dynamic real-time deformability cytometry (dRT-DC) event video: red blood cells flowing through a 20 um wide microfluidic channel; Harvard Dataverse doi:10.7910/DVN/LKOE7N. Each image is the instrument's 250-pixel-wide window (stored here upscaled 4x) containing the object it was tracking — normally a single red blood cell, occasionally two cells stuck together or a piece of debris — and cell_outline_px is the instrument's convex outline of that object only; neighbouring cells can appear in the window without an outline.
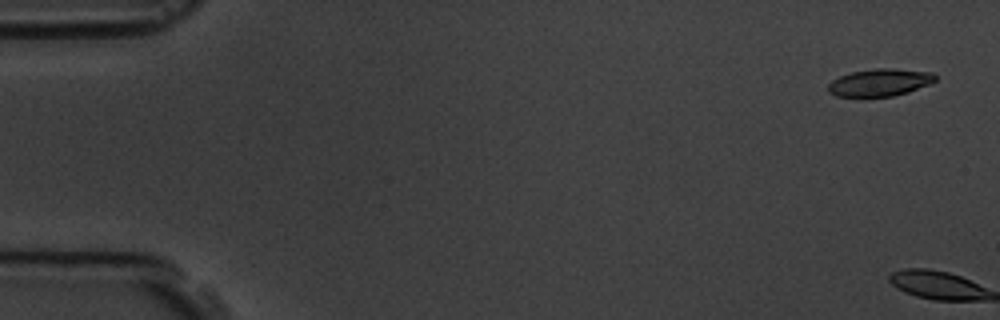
{"species": "common noctule bat (a hibernating species)", "species_latin": "Nyctalus noctula", "temperature_condition": "room temperature", "stored_images_in_passage": 17, "camera_frame_rate_fps": 3000, "um_per_image_px": 0.085, "animal": {"sex": "male", "body_mass_g": 19.5, "forearm_length_mm": 54.6}, "frame": {"image": 1, "passage_image": 1, "time_ms": 0.0, "image_size_px": [1000, 320], "cell_outline_px": [[936, 80], [928, 84], [908, 92], [892, 96], [836, 96], [828, 92], [828, 84], [832, 80], [840, 76], [852, 72], [876, 68], [892, 68], [932, 72], [936, 76]], "centroid_in_image_um": [74.78, 7.0], "position_along_channel_um": 10.2, "area_um2": 16.94}}
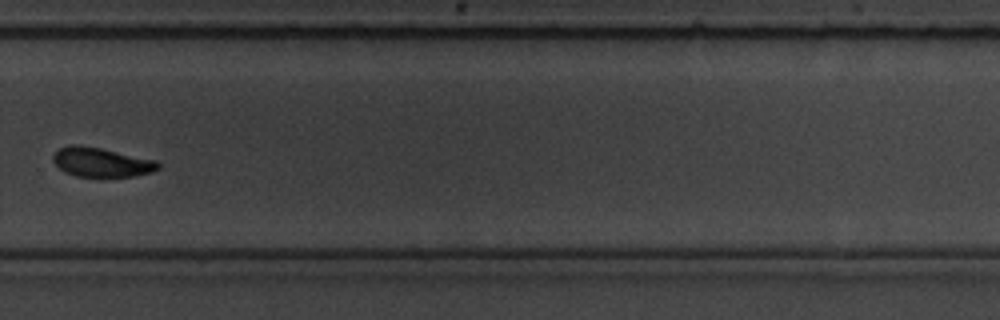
{"frame": {"image": 2, "passage_image": 12, "time_ms": 13.667, "image_size_px": [1000, 320], "cell_outline_px": [[160, 168], [152, 172], [136, 176], [100, 180], [76, 176], [64, 172], [52, 160], [52, 156], [60, 148], [72, 144], [76, 144], [100, 148], [156, 160], [160, 164]], "centroid_in_image_um": [8.63, 13.85], "position_along_channel_um": 321.2, "area_um2": 18.67}}
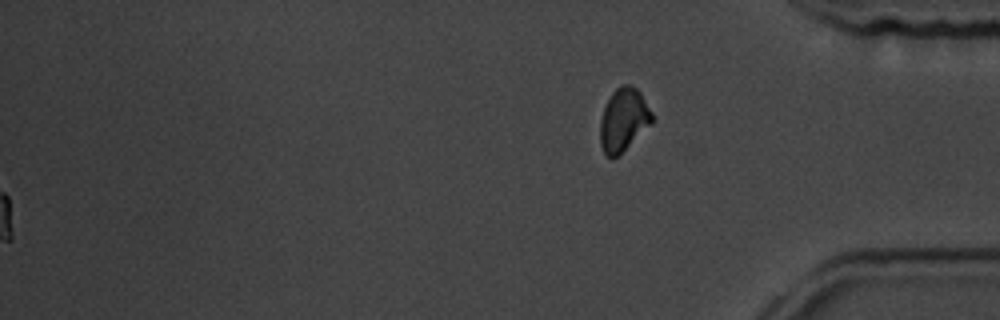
{"frame": {"image": 3, "passage_image": 17, "time_ms": 20.0, "image_size_px": [1000, 320], "cell_outline_px": [[652, 124], [612, 160], [604, 152], [600, 144], [600, 120], [604, 108], [612, 92], [620, 84], [628, 84], [636, 88], [640, 92], [652, 112]], "centroid_in_image_um": [52.99, 10.17], "position_along_channel_um": 382.2, "area_um2": 18.9}, "authors_computed_cell_mechanics": {"area_um2": 17.918, "velocity_mm_per_s": 3.5512, "shape_relaxation_time_tau1_ms": 4.554, "shape_relaxation_time_tau2_ms": null, "deformation_change_tau1": 0.1268, "deformation_change_tau2": null}}